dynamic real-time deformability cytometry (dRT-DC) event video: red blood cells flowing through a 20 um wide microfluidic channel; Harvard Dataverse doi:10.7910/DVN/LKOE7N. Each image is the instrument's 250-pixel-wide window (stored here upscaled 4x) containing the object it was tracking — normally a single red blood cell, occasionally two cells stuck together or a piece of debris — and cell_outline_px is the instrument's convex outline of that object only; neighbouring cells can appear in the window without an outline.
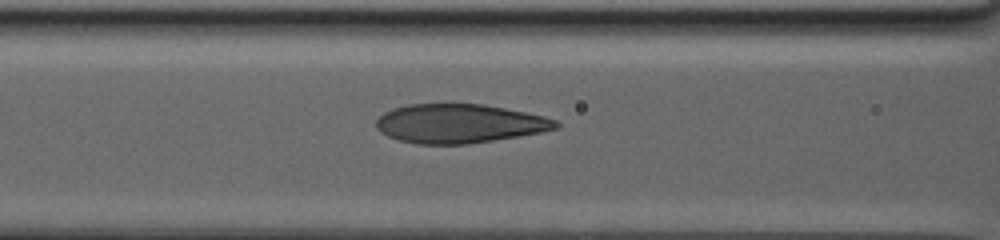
{"species": "human", "species_latin": "Homo sapiens", "temperature_condition": "warm", "stored_images_in_passage": 23, "camera_frame_rate_fps": 3000, "um_per_image_px": 0.085, "donor": {"sex": "male"}, "frame": {"image": 1, "passage_image": 17, "time_ms": 7.0, "image_size_px": [1000, 240], "cell_outline_px": [[560, 124], [556, 128], [540, 132], [492, 140], [464, 144], [416, 144], [400, 140], [388, 136], [380, 132], [376, 128], [376, 120], [384, 112], [392, 108], [408, 104], [484, 104], [544, 116], [556, 120]], "centroid_in_image_um": [38.99, 10.49], "position_along_channel_um": 127.6, "area_um2": 40.52}}
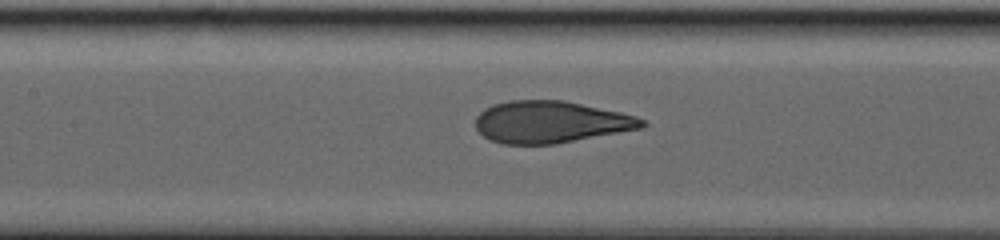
{"frame": {"image": 2, "passage_image": 20, "time_ms": 8.333, "image_size_px": [1000, 240], "cell_outline_px": [[648, 124], [644, 128], [556, 144], [500, 144], [488, 140], [476, 128], [476, 116], [484, 108], [492, 104], [508, 100], [564, 100], [620, 112], [636, 116], [644, 120]], "centroid_in_image_um": [46.8, 10.37], "position_along_channel_um": 160.6, "area_um2": 41.04}}